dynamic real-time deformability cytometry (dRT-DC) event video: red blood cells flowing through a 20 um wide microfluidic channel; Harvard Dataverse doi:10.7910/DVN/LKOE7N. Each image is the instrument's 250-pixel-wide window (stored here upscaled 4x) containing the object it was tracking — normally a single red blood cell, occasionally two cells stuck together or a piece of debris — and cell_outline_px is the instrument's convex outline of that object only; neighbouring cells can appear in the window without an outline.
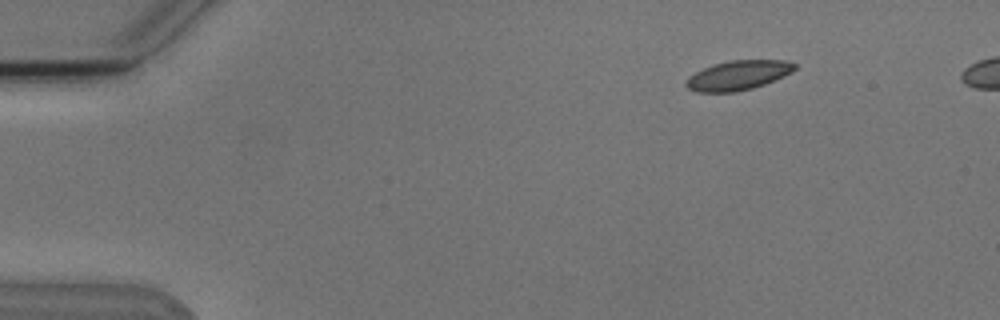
{"species": "Egyptian fruit bat (a non-hibernating species)", "species_latin": "Rousettus aegyptiacus", "temperature_condition": "cold", "stored_images_in_passage": 4, "camera_frame_rate_fps": 3000, "um_per_image_px": 0.085, "animal": {"sex": "male"}, "frame": {"image": 1, "passage_image": 1, "time_ms": 0.0, "image_size_px": [1000, 320], "cell_outline_px": [[796, 68], [792, 72], [776, 80], [752, 88], [736, 92], [696, 92], [688, 88], [684, 84], [688, 76], [704, 68], [728, 60], [784, 60], [796, 64]], "centroid_in_image_um": [62.74, 6.4], "position_along_channel_um": 22.3, "area_um2": 18.67}}